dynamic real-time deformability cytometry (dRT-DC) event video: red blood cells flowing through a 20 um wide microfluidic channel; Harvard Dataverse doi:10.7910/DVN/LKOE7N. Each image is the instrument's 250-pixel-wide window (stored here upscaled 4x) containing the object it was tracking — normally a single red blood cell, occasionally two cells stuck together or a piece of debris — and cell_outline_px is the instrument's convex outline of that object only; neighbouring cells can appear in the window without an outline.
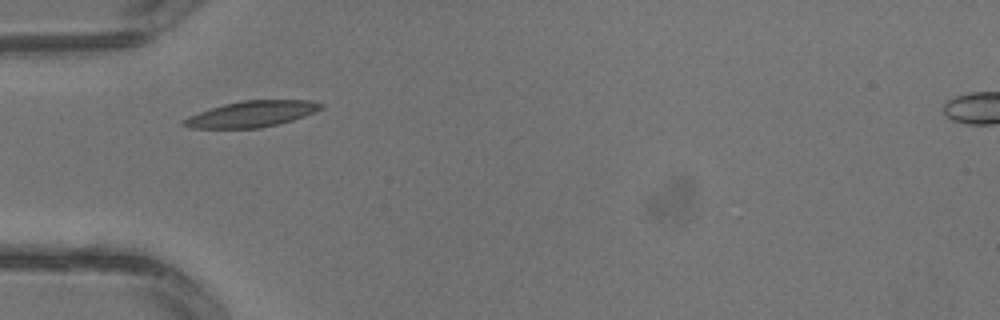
{"species": "common noctule bat (a hibernating species)", "species_latin": "Nyctalus noctula", "temperature_condition": "warm", "stored_images_in_passage": 3, "camera_frame_rate_fps": 3000, "um_per_image_px": 0.085, "animal": {"sex": "male", "body_mass_g": 13.3}, "frame": {"image": 1, "passage_image": 3, "time_ms": 0.667, "image_size_px": [1000, 320], "cell_outline_px": [[324, 108], [304, 116], [292, 120], [260, 128], [192, 128], [180, 124], [188, 116], [224, 104], [244, 100], [308, 100], [324, 104]], "centroid_in_image_um": [21.41, 9.69], "position_along_channel_um": 63.6, "area_um2": 20.58}}